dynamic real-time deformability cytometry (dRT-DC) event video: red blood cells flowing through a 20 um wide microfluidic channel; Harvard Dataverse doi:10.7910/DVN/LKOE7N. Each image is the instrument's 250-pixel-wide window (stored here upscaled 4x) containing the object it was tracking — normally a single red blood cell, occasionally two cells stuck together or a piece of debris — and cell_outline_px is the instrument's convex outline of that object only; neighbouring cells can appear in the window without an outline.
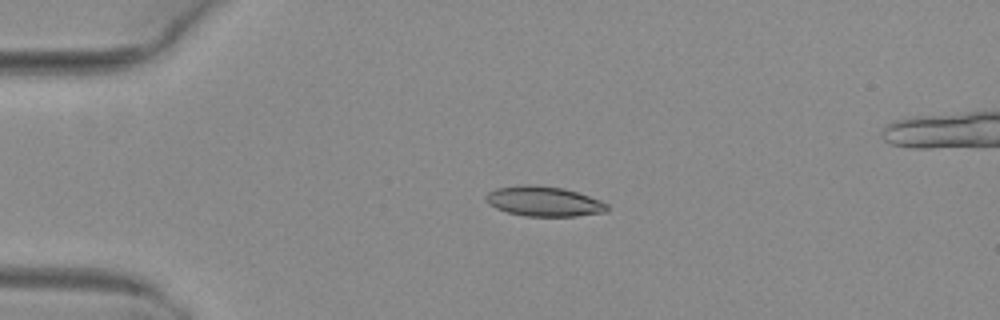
{"species": "common noctule bat (a hibernating species)", "species_latin": "Nyctalus noctula", "temperature_condition": "warm", "stored_images_in_passage": 3, "camera_frame_rate_fps": 3000, "um_per_image_px": 0.085, "animal": {"sex": "female", "body_mass_g": 29.2, "forearm_length_mm": 56.3}, "frame": {"image": 1, "passage_image": 1, "time_ms": 0.0, "image_size_px": [1000, 320], "cell_outline_px": [[608, 212], [576, 216], [524, 216], [508, 212], [496, 208], [488, 204], [484, 196], [488, 192], [496, 188], [520, 184], [536, 184], [564, 188], [600, 200], [608, 204]], "centroid_in_image_um": [46.21, 17.1], "position_along_channel_um": 38.8, "area_um2": 21.39}}